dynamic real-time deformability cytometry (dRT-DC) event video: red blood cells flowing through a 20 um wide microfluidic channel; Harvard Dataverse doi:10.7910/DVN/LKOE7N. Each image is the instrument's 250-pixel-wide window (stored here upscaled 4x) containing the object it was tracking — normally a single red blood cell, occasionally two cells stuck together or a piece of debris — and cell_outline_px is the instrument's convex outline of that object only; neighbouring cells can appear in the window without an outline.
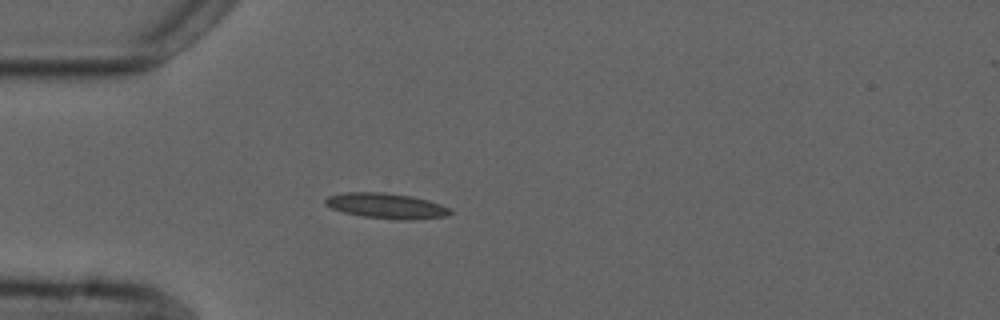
{"species": "common noctule bat (a hibernating species)", "species_latin": "Nyctalus noctula", "temperature_condition": "cold", "stored_images_in_passage": 4, "camera_frame_rate_fps": 3000, "um_per_image_px": 0.085, "animal": {"sex": "male", "forearm_length_mm": 52.5}, "frame": {"image": 1, "passage_image": 4, "time_ms": 4.333, "image_size_px": [1000, 320], "cell_outline_px": [[456, 212], [448, 216], [416, 220], [400, 220], [364, 216], [344, 212], [332, 208], [324, 204], [324, 200], [328, 196], [344, 192], [384, 192], [412, 196], [428, 200], [452, 208]], "centroid_in_image_um": [32.92, 17.5], "position_along_channel_um": 52.1, "area_um2": 18.73}}